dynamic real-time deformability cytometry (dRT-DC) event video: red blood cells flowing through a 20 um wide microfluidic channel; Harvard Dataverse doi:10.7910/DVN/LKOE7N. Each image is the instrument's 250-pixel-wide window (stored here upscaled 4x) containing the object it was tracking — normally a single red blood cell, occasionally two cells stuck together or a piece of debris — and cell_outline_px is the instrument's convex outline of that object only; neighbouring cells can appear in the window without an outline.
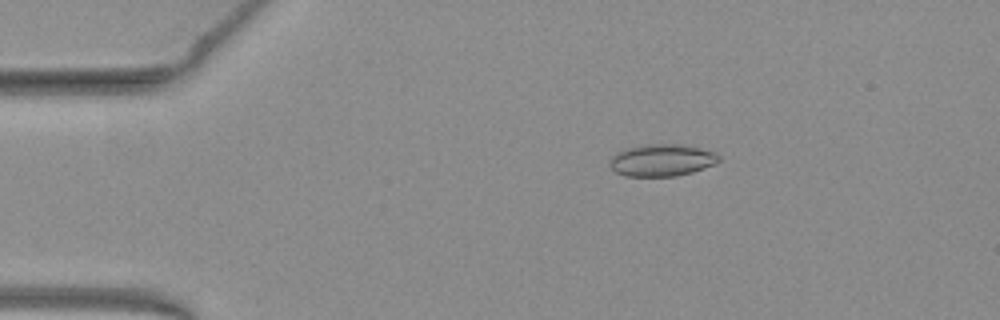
{"species": "common noctule bat (a hibernating species)", "species_latin": "Nyctalus noctula", "temperature_condition": "warm", "stored_images_in_passage": 47, "camera_frame_rate_fps": 3000, "um_per_image_px": 0.085, "animal": {"sex": "female", "body_mass_g": 19.3, "forearm_length_mm": 54.1}, "frame": {"image": 1, "passage_image": 5, "time_ms": 1.333, "image_size_px": [1000, 320], "cell_outline_px": [[720, 160], [712, 164], [692, 172], [676, 176], [624, 176], [616, 172], [608, 164], [612, 156], [616, 152], [624, 148], [644, 144], [684, 144], [700, 148], [712, 152], [720, 156]], "centroid_in_image_um": [56.2, 13.6], "position_along_channel_um": 28.8, "area_um2": 20.4}}
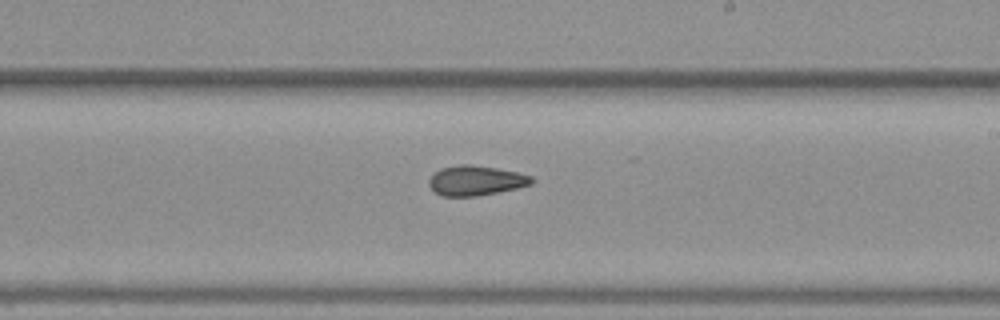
{"frame": {"image": 2, "passage_image": 26, "time_ms": 8.333, "image_size_px": [1000, 320], "cell_outline_px": [[536, 180], [532, 184], [516, 188], [476, 196], [440, 196], [428, 184], [428, 180], [440, 168], [460, 164], [468, 164], [496, 168], [516, 172], [532, 176]], "centroid_in_image_um": [40.45, 15.34], "position_along_channel_um": 248.6, "area_um2": 17.74}}
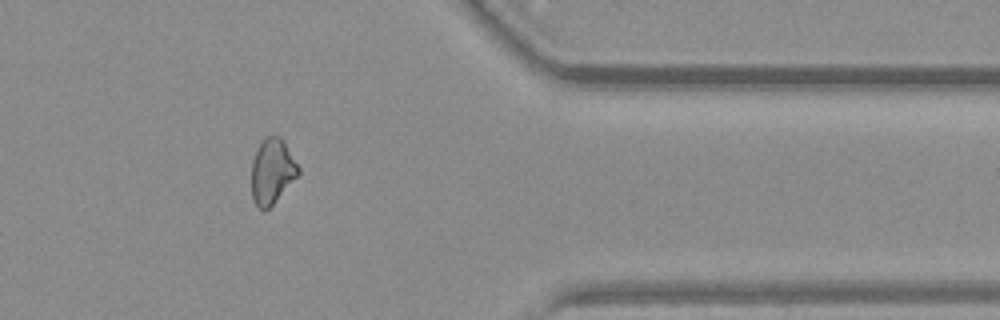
{"frame": {"image": 3, "passage_image": 38, "time_ms": 12.333, "image_size_px": [1000, 320], "cell_outline_px": [[300, 172], [272, 204], [264, 212], [256, 204], [252, 196], [252, 160], [260, 144], [268, 136], [280, 136], [284, 140], [300, 168]], "centroid_in_image_um": [23.14, 14.54], "position_along_channel_um": 388.3, "area_um2": 17.4}, "authors_computed_cell_mechanics": {"area_um2": 18.496, "velocity_mm_per_s": 3.9805, "shape_relaxation_time_tau1_ms": null, "shape_relaxation_time_tau2_ms": 3.2169, "deformation_change_tau1": null, "deformation_change_tau2": 0.0999}}